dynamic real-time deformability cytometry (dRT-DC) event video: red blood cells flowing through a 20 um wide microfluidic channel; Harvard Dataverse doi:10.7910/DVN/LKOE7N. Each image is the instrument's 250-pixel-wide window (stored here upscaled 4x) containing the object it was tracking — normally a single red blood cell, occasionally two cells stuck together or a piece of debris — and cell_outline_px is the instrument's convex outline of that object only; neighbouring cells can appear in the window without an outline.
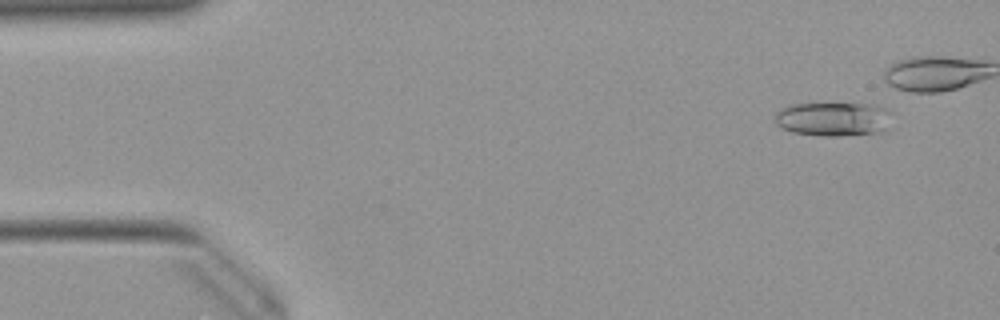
{"species": "Egyptian fruit bat (a non-hibernating species)", "species_latin": "Rousettus aegyptiacus", "temperature_condition": "warm", "stored_images_in_passage": 40, "camera_frame_rate_fps": 3000, "um_per_image_px": 0.085, "animal": {"sex": "female"}, "frame": {"image": 1, "passage_image": 4, "time_ms": 1.0, "image_size_px": [1000, 320], "cell_outline_px": [[892, 112], [888, 128], [880, 132], [840, 136], [824, 136], [792, 132], [780, 128], [776, 124], [776, 112], [780, 108], [788, 104], [872, 104], [884, 108]], "centroid_in_image_um": [70.83, 10.12], "position_along_channel_um": 14.2, "area_um2": 23.35}}
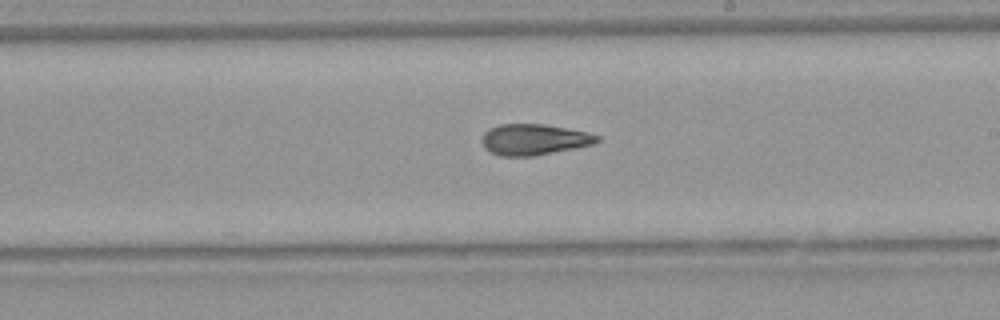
{"frame": {"image": 2, "passage_image": 29, "time_ms": 9.333, "image_size_px": [1000, 320], "cell_outline_px": [[600, 140], [592, 144], [536, 156], [500, 156], [488, 152], [484, 148], [480, 140], [484, 132], [488, 128], [500, 124], [544, 124], [588, 132], [600, 136]], "centroid_in_image_um": [45.33, 11.86], "position_along_channel_um": 243.7, "area_um2": 20.98}}
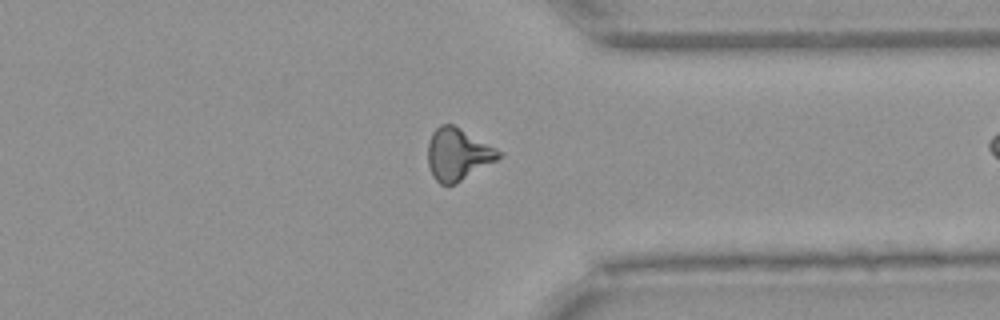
{"frame": {"image": 3, "passage_image": 39, "time_ms": 12.667, "image_size_px": [1000, 320], "cell_outline_px": [[504, 156], [456, 184], [440, 184], [432, 176], [428, 164], [428, 140], [432, 132], [440, 124], [452, 124], [504, 152]], "centroid_in_image_um": [38.93, 13.12], "position_along_channel_um": 372.5, "area_um2": 21.62}}